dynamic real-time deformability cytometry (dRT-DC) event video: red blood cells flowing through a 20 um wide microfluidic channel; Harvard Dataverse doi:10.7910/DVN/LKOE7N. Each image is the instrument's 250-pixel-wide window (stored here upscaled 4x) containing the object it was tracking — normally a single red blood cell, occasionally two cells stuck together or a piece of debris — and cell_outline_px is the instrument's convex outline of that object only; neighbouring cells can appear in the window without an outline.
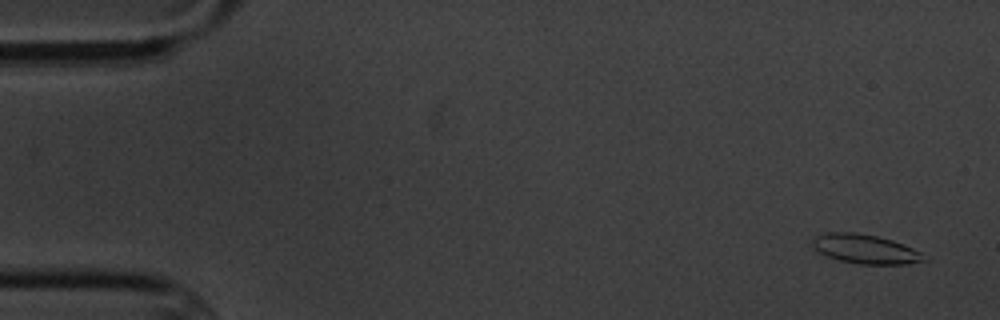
{"species": "common noctule bat (a hibernating species)", "species_latin": "Nyctalus noctula", "temperature_condition": "cold", "stored_images_in_passage": 4, "camera_frame_rate_fps": 3000, "um_per_image_px": 0.085, "animal": {"sex": "male", "body_mass_g": 20.1, "forearm_length_mm": 53.5}, "frame": {"image": 1, "passage_image": 1, "time_ms": 0.0, "image_size_px": [1000, 320], "cell_outline_px": [[928, 260], [908, 264], [860, 264], [840, 260], [824, 256], [812, 248], [812, 240], [816, 236], [828, 232], [856, 232], [876, 236], [892, 240], [904, 244], [920, 252]], "centroid_in_image_um": [73.52, 21.17], "position_along_channel_um": 11.5, "area_um2": 19.07}}